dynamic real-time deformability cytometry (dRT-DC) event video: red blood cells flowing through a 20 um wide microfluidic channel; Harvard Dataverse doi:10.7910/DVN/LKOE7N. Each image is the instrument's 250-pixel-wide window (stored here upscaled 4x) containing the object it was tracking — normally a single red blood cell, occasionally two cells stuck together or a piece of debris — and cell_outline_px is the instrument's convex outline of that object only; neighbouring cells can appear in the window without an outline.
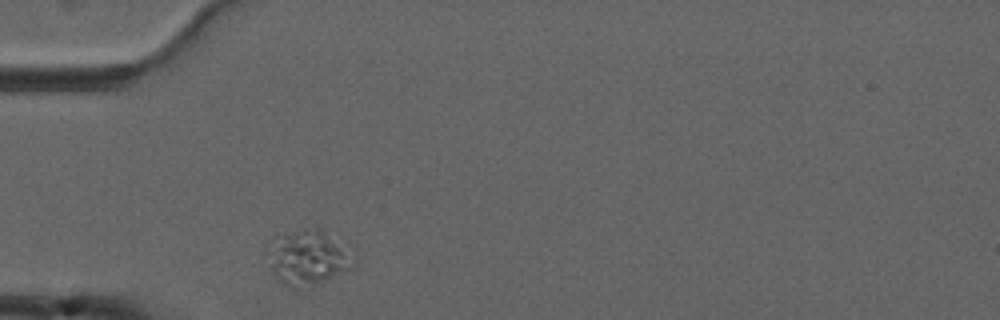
{"species": "common noctule bat (a hibernating species)", "species_latin": "Nyctalus noctula", "temperature_condition": "cold", "stored_images_in_passage": 1, "camera_frame_rate_fps": 3000, "um_per_image_px": 0.085, "animal": {"sex": "male", "forearm_length_mm": 52.5}, "frame": {"image": 1, "passage_image": 1, "time_ms": 0.0, "image_size_px": [1000, 320], "cell_outline_px": [[356, 260], [348, 268], [312, 284], [300, 288], [292, 288], [280, 280], [272, 268], [264, 252], [284, 236], [304, 228], [320, 228], [348, 240], [356, 248]], "centroid_in_image_um": [26.34, 21.81], "position_along_channel_um": 58.7, "area_um2": 27.4}}